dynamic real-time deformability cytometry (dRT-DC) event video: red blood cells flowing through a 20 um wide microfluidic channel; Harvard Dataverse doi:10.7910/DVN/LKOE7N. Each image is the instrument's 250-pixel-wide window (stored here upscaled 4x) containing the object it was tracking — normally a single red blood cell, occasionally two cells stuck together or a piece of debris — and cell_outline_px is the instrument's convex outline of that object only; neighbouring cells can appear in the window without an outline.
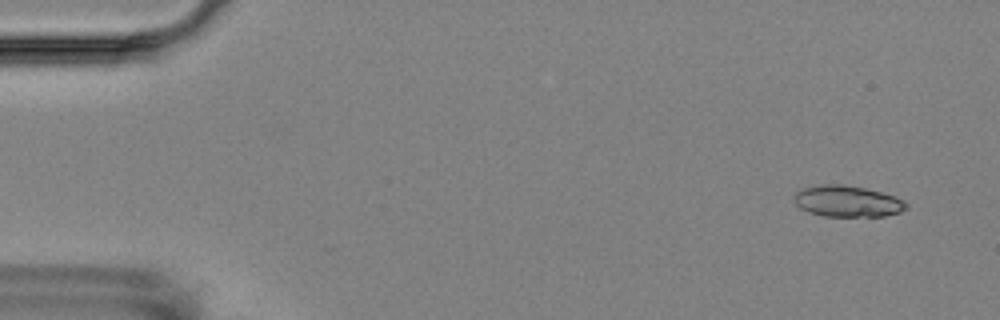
{"species": "Egyptian fruit bat (a non-hibernating species)", "species_latin": "Rousettus aegyptiacus", "temperature_condition": "room temperature", "stored_images_in_passage": 15, "camera_frame_rate_fps": 3000, "um_per_image_px": 0.085, "animal": {"sex": "female"}, "frame": {"image": 1, "passage_image": 1, "time_ms": 0.0, "image_size_px": [1000, 320], "cell_outline_px": [[908, 208], [900, 212], [884, 216], [824, 216], [808, 212], [800, 208], [796, 204], [796, 192], [800, 188], [824, 184], [840, 184], [864, 188], [896, 196], [904, 200], [908, 204]], "centroid_in_image_um": [72.06, 17.11], "position_along_channel_um": 12.9, "area_um2": 20.4}}
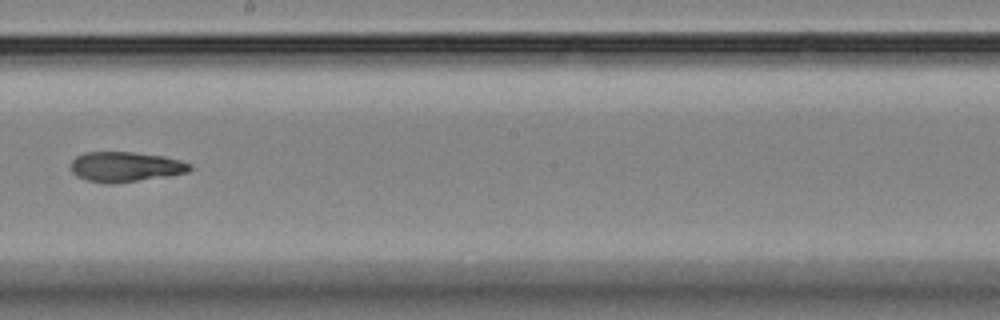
{"frame": {"image": 2, "passage_image": 9, "time_ms": 9.667, "image_size_px": [1000, 320], "cell_outline_px": [[196, 168], [188, 172], [168, 176], [112, 184], [104, 184], [84, 180], [76, 176], [72, 172], [72, 160], [76, 156], [84, 152], [132, 152], [164, 156], [180, 160], [192, 164]], "centroid_in_image_um": [10.68, 14.18], "position_along_channel_um": 237.5, "area_um2": 21.15}}
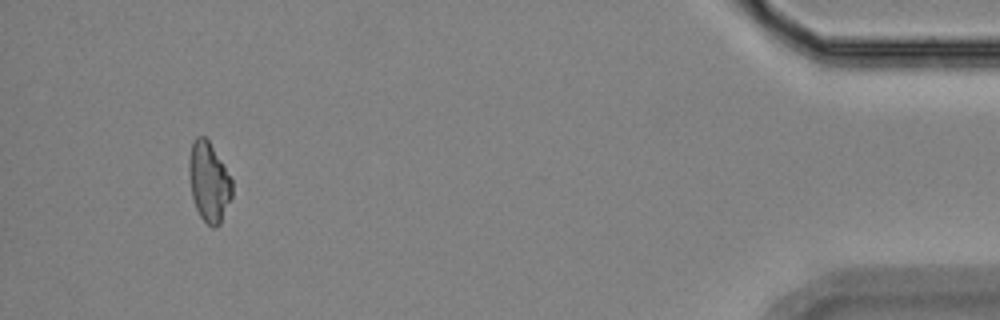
{"frame": {"image": 3, "passage_image": 15, "time_ms": 16.667, "image_size_px": [1000, 320], "cell_outline_px": [[232, 196], [220, 224], [216, 228], [212, 228], [200, 216], [196, 208], [192, 196], [188, 168], [188, 160], [192, 140], [196, 136], [204, 136], [208, 140], [232, 180]], "centroid_in_image_um": [17.74, 15.47], "position_along_channel_um": 417.5, "area_um2": 19.88}, "authors_computed_cell_mechanics": {"area_um2": 20.7502, "velocity_mm_per_s": 3.5259, "shape_relaxation_time_tau1_ms": null, "shape_relaxation_time_tau2_ms": 2.357, "deformation_change_tau1": null, "deformation_change_tau2": 0.0802}}